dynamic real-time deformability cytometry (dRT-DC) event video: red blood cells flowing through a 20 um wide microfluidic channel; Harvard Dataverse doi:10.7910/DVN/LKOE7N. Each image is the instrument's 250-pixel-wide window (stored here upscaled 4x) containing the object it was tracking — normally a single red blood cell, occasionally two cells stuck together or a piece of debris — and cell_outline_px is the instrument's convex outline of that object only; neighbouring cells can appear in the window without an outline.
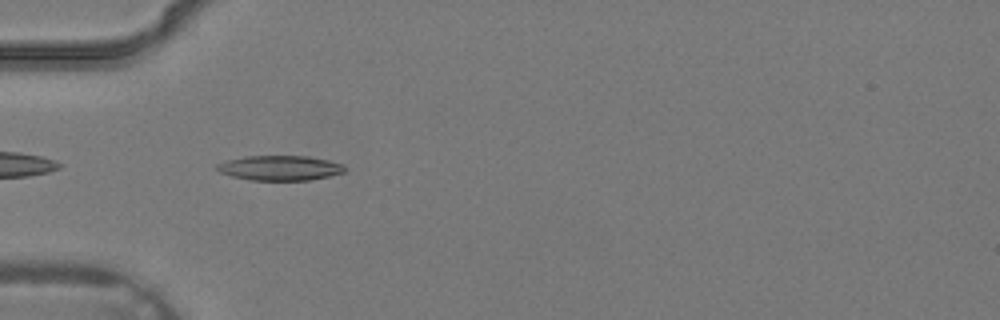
{"species": "common noctule bat (a hibernating species)", "species_latin": "Nyctalus noctula", "temperature_condition": "warm", "stored_images_in_passage": 4, "camera_frame_rate_fps": 3000, "um_per_image_px": 0.085, "animal": {"sex": "male", "body_mass_g": 19.2, "forearm_length_mm": 51.8}, "frame": {"image": 1, "passage_image": 4, "time_ms": 1.0, "image_size_px": [1000, 320], "cell_outline_px": [[344, 172], [328, 176], [308, 180], [252, 180], [232, 176], [220, 172], [216, 168], [216, 164], [228, 160], [244, 156], [308, 156], [328, 160], [344, 164]], "centroid_in_image_um": [23.79, 14.27], "position_along_channel_um": 61.2, "area_um2": 18.38}}